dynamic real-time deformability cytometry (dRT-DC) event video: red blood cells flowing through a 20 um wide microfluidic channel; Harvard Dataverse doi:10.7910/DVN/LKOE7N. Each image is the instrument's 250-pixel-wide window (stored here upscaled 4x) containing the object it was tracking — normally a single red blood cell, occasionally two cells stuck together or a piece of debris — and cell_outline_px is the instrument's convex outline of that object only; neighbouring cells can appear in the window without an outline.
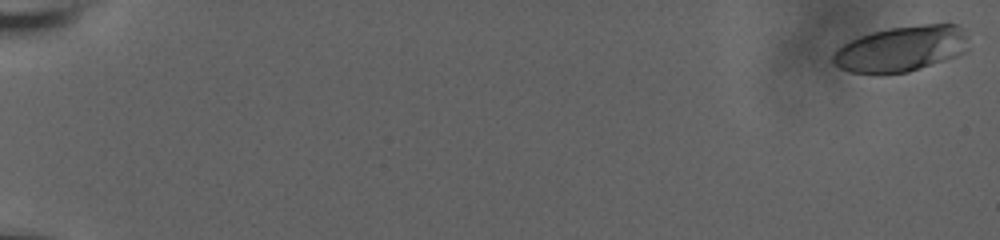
{"species": "human", "species_latin": "Homo sapiens", "temperature_condition": "room temperature", "stored_images_in_passage": 61, "segment_of_instrument_passage": [1, 2], "camera_frame_rate_fps": 3000, "um_per_image_px": 0.085, "donor": {"sex": "male"}, "frame": {"image": 1, "passage_image": 1, "time_ms": 0.0, "image_size_px": [1000, 240], "cell_outline_px": [[968, 48], [964, 52], [956, 56], [908, 72], [848, 72], [840, 68], [832, 60], [832, 56], [844, 44], [860, 36], [872, 32], [892, 28], [924, 24], [956, 24], [964, 28], [968, 36]], "centroid_in_image_um": [76.68, 4.12], "position_along_channel_um": 8.3, "area_um2": 35.49}}
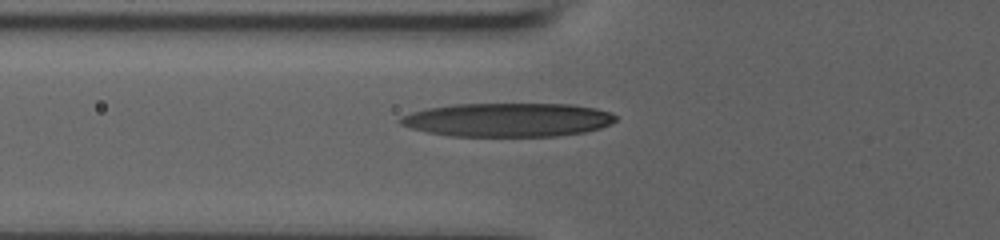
{"frame": {"image": 2, "passage_image": 25, "time_ms": 8.0, "image_size_px": [1000, 240], "cell_outline_px": [[616, 120], [600, 128], [584, 132], [556, 136], [448, 136], [428, 132], [412, 128], [400, 124], [400, 116], [412, 112], [428, 108], [452, 104], [572, 104], [596, 108], [608, 112], [616, 116]], "centroid_in_image_um": [43.15, 10.18], "position_along_channel_um": 82.7, "area_um2": 42.25}}
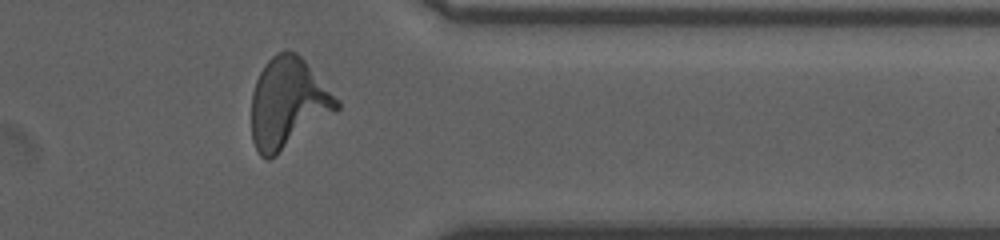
{"frame": {"image": 3, "passage_image": 50, "time_ms": 16.333, "image_size_px": [1000, 240], "cell_outline_px": [[340, 108], [336, 112], [276, 156], [268, 160], [264, 160], [260, 156], [252, 140], [252, 92], [256, 80], [264, 64], [276, 52], [296, 52], [304, 60], [340, 100]], "centroid_in_image_um": [24.48, 8.8], "position_along_channel_um": 386.9, "area_um2": 44.91}}